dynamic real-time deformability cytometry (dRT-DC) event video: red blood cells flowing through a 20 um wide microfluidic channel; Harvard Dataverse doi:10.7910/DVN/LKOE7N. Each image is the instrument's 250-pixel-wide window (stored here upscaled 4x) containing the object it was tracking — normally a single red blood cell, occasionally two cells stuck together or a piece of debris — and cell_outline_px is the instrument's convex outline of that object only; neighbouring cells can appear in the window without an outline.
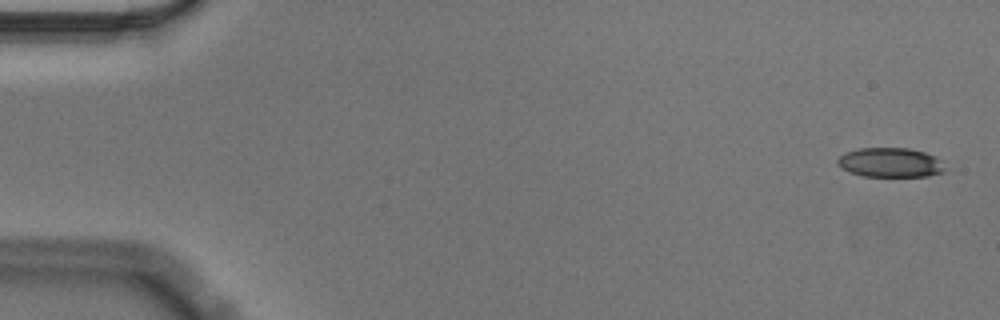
{"species": "Egyptian fruit bat (a non-hibernating species)", "species_latin": "Rousettus aegyptiacus", "temperature_condition": "cold", "stored_images_in_passage": 55, "camera_frame_rate_fps": 3000, "um_per_image_px": 0.085, "animal": {"sex": "male"}, "frame": {"image": 1, "passage_image": 1, "time_ms": 0.0, "image_size_px": [1000, 320], "cell_outline_px": [[948, 168], [944, 172], [928, 176], [864, 176], [848, 172], [840, 168], [836, 164], [836, 160], [844, 152], [860, 148], [908, 148], [924, 152], [936, 156]], "centroid_in_image_um": [75.67, 13.81], "position_along_channel_um": 9.3, "area_um2": 18.73}}
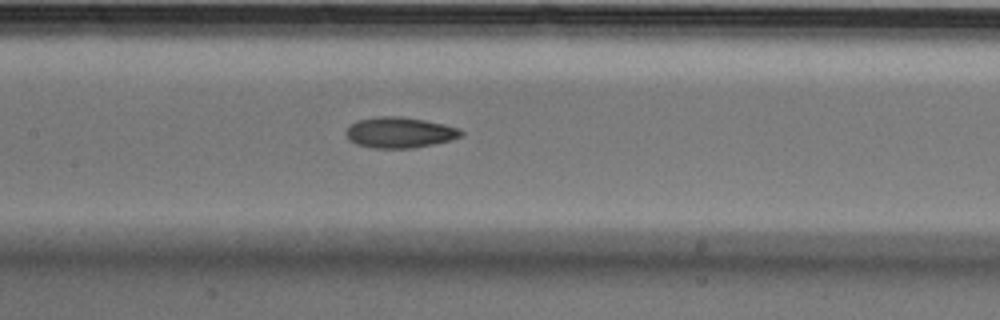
{"frame": {"image": 2, "passage_image": 26, "time_ms": 8.333, "image_size_px": [1000, 320], "cell_outline_px": [[464, 136], [452, 140], [412, 148], [372, 148], [356, 144], [348, 140], [344, 136], [344, 132], [356, 120], [376, 116], [400, 116], [424, 120], [444, 124], [460, 128], [464, 132]], "centroid_in_image_um": [33.96, 11.26], "position_along_channel_um": 173.4, "area_um2": 20.92}}
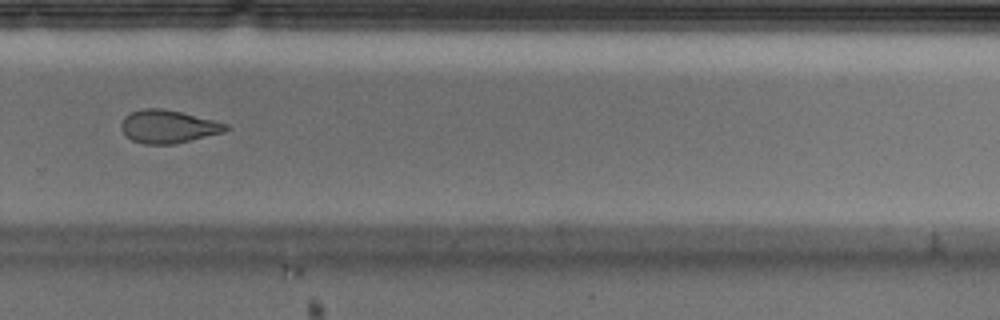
{"frame": {"image": 3, "passage_image": 38, "time_ms": 12.333, "image_size_px": [1000, 320], "cell_outline_px": [[228, 128], [224, 132], [172, 144], [144, 144], [132, 140], [120, 128], [120, 124], [124, 116], [132, 112], [144, 108], [160, 108], [180, 112], [228, 124]], "centroid_in_image_um": [14.25, 10.75], "position_along_channel_um": 315.5, "area_um2": 19.77}, "authors_computed_cell_mechanics": {"area_um2": 20.4612, "velocity_mm_per_s": 3.5654, "shape_relaxation_time_tau1_ms": 11.2789, "shape_relaxation_time_tau2_ms": 4.8045, "deformation_change_tau1": 0.2064, "deformation_change_tau2": 0.1108}}